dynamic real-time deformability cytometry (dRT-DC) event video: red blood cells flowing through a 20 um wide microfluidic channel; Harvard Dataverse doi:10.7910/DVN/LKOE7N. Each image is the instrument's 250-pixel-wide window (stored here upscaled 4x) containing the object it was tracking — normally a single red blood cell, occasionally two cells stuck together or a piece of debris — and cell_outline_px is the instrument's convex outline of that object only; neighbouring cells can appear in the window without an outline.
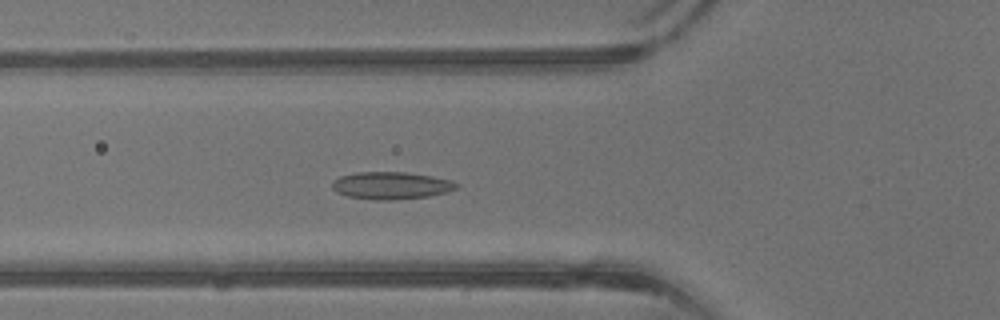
{"species": "common noctule bat (a hibernating species)", "species_latin": "Nyctalus noctula", "temperature_condition": "warm", "stored_images_in_passage": 41, "camera_frame_rate_fps": 3000, "um_per_image_px": 0.085, "animal": {"sex": "male", "body_mass_g": 13.3}, "frame": {"image": 1, "passage_image": 15, "time_ms": 4.667, "image_size_px": [1000, 320], "cell_outline_px": [[460, 188], [428, 196], [392, 200], [376, 200], [348, 196], [336, 192], [332, 188], [332, 180], [340, 176], [356, 172], [404, 172], [432, 176], [452, 180], [460, 184]], "centroid_in_image_um": [33.25, 15.76], "position_along_channel_um": 92.5, "area_um2": 19.88}}
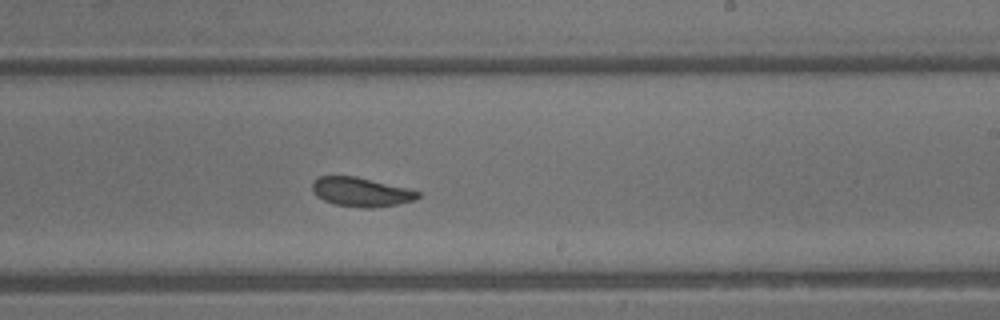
{"frame": {"image": 2, "passage_image": 25, "time_ms": 8.0, "image_size_px": [1000, 320], "cell_outline_px": [[420, 196], [416, 200], [396, 204], [372, 208], [360, 208], [336, 204], [324, 200], [316, 196], [312, 192], [312, 180], [320, 176], [356, 176], [408, 188], [420, 192]], "centroid_in_image_um": [30.68, 16.31], "position_along_channel_um": 258.3, "area_um2": 18.03}}
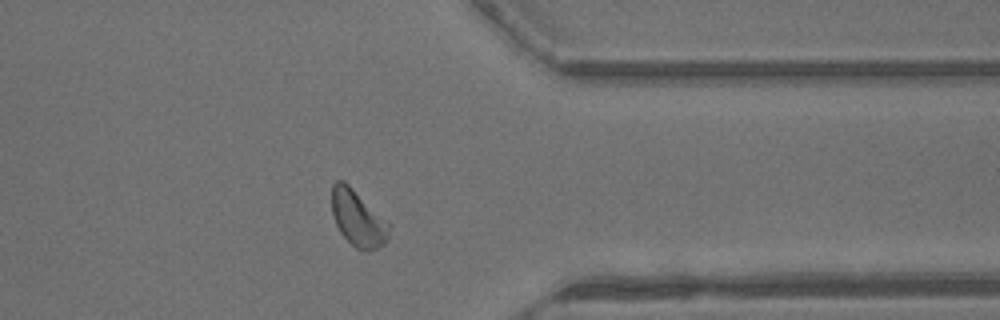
{"frame": {"image": 3, "passage_image": 33, "time_ms": 10.667, "image_size_px": [1000, 320], "cell_outline_px": [[392, 224], [388, 236], [384, 244], [376, 248], [364, 252], [356, 248], [340, 232], [336, 224], [332, 212], [332, 184], [336, 180], [344, 180], [388, 220]], "centroid_in_image_um": [30.45, 18.55], "position_along_channel_um": 381.0, "area_um2": 18.9}, "authors_computed_cell_mechanics": {"area_um2": 18.9006, "velocity_mm_per_s": 4.9696, "shape_relaxation_time_tau1_ms": 6.1932, "shape_relaxation_time_tau2_ms": 1.2518, "deformation_change_tau1": 0.1162, "deformation_change_tau2": 0.0731}}